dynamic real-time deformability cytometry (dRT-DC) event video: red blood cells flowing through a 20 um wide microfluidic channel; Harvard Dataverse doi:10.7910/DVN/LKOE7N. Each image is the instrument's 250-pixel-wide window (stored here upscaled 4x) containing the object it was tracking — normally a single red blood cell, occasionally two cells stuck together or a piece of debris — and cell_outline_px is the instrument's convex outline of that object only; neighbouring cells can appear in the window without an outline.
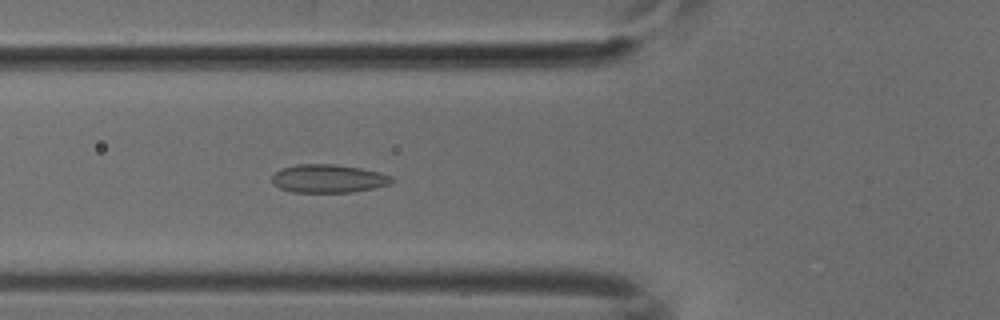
{"species": "common noctule bat (a hibernating species)", "species_latin": "Nyctalus noctula", "temperature_condition": "cold", "stored_images_in_passage": 36, "camera_frame_rate_fps": 3000, "um_per_image_px": 0.085, "animal": {"sex": "male", "body_mass_g": 18.8}, "frame": {"image": 1, "passage_image": 3, "time_ms": 0.667, "image_size_px": [1000, 320], "cell_outline_px": [[392, 180], [388, 184], [372, 188], [348, 192], [292, 192], [280, 188], [272, 184], [272, 176], [280, 168], [296, 164], [336, 164], [360, 168], [380, 172], [392, 176]], "centroid_in_image_um": [27.85, 15.17], "position_along_channel_um": 97.9, "area_um2": 19.65}}
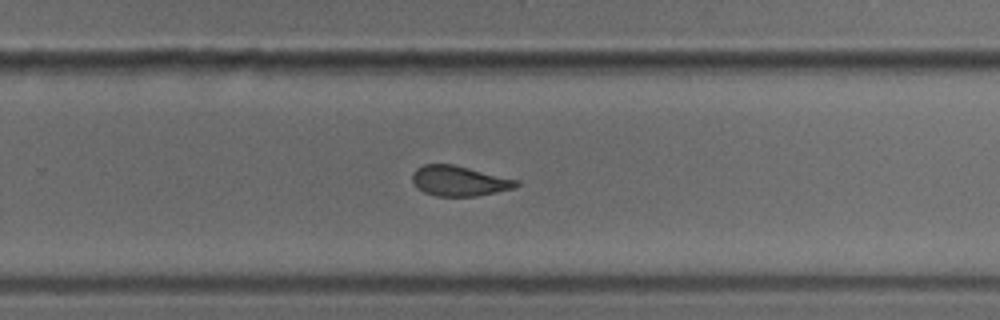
{"frame": {"image": 2, "passage_image": 18, "time_ms": 5.667, "image_size_px": [1000, 320], "cell_outline_px": [[520, 184], [516, 188], [476, 196], [436, 196], [424, 192], [416, 188], [412, 180], [412, 172], [416, 168], [424, 164], [452, 164], [520, 180]], "centroid_in_image_um": [39.03, 15.38], "position_along_channel_um": 290.8, "area_um2": 18.44}}
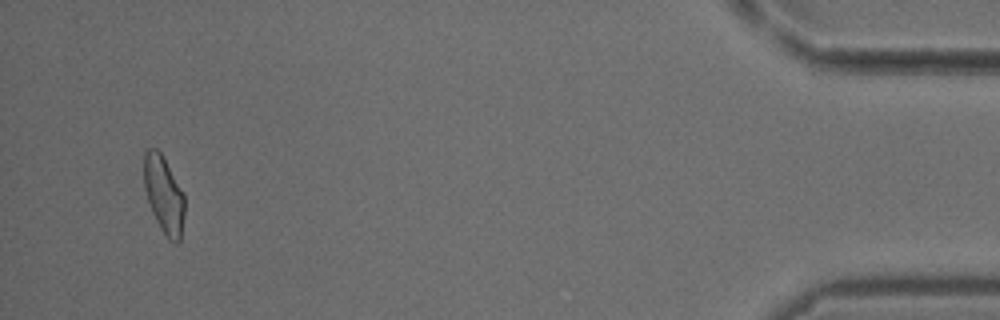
{"frame": {"image": 3, "passage_image": 34, "time_ms": 11.0, "image_size_px": [1000, 320], "cell_outline_px": [[184, 216], [180, 240], [176, 244], [168, 240], [160, 228], [152, 212], [144, 188], [144, 152], [148, 148], [156, 148], [160, 152], [184, 192]], "centroid_in_image_um": [13.93, 16.56], "position_along_channel_um": 421.3, "area_um2": 18.32}}